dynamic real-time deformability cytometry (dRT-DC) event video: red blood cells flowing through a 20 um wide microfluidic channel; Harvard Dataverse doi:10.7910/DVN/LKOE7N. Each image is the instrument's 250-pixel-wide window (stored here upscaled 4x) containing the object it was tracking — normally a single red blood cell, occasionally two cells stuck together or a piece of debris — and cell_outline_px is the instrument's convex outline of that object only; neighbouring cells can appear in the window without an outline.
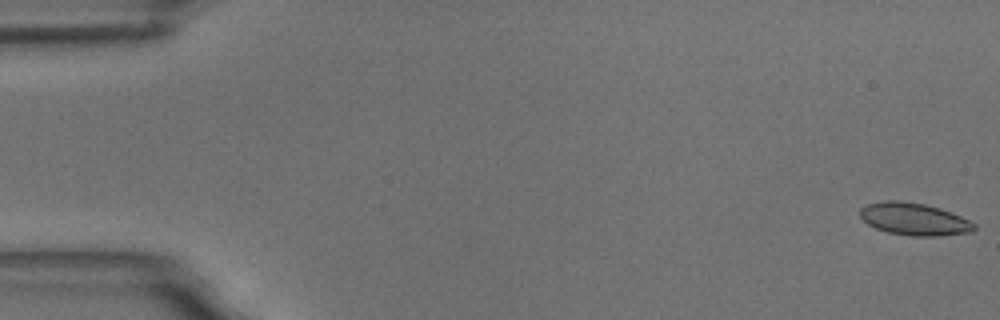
{"species": "common noctule bat (a hibernating species)", "species_latin": "Nyctalus noctula", "temperature_condition": "room temperature", "stored_images_in_passage": 59, "segment_of_instrument_passage": [1, 2], "camera_frame_rate_fps": 3000, "um_per_image_px": 0.085, "animal": {"sex": "male", "body_mass_g": 18.8}, "frame": {"image": 1, "passage_image": 1, "time_ms": 0.0, "image_size_px": [1000, 320], "cell_outline_px": [[976, 228], [972, 232], [940, 236], [912, 236], [888, 232], [876, 228], [868, 224], [860, 216], [860, 208], [868, 204], [884, 200], [900, 200], [924, 204], [940, 208], [960, 216], [976, 224]], "centroid_in_image_um": [77.71, 18.62], "position_along_channel_um": 7.3, "area_um2": 21.5}}
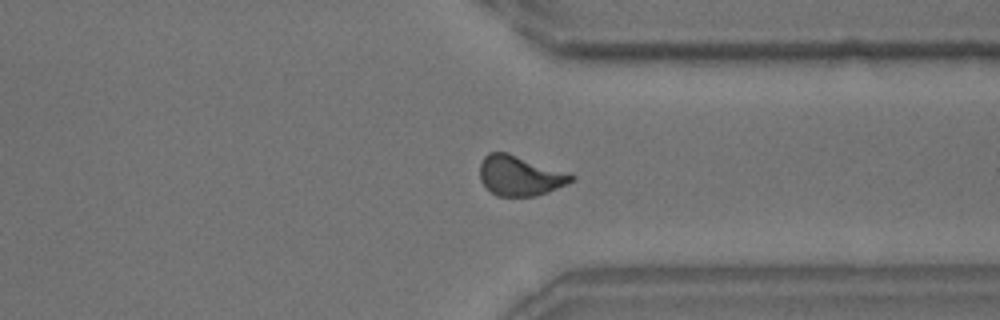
{"frame": {"image": 2, "passage_image": 44, "time_ms": 14.333, "image_size_px": [1000, 320], "cell_outline_px": [[576, 180], [548, 192], [536, 196], [496, 196], [480, 180], [480, 164], [484, 156], [488, 152], [508, 152], [568, 172], [576, 176]], "centroid_in_image_um": [44.22, 14.92], "position_along_channel_um": 367.2, "area_um2": 21.5}}
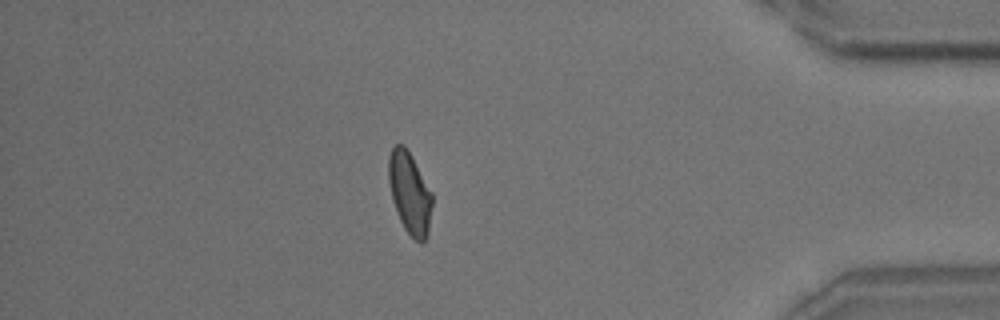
{"frame": {"image": 3, "passage_image": 50, "time_ms": 16.333, "image_size_px": [1000, 320], "cell_outline_px": [[432, 204], [428, 236], [420, 244], [404, 228], [400, 220], [392, 196], [388, 180], [388, 156], [392, 148], [396, 144], [404, 144], [412, 156], [432, 192]], "centroid_in_image_um": [34.83, 16.38], "position_along_channel_um": 400.4, "area_um2": 20.69}}